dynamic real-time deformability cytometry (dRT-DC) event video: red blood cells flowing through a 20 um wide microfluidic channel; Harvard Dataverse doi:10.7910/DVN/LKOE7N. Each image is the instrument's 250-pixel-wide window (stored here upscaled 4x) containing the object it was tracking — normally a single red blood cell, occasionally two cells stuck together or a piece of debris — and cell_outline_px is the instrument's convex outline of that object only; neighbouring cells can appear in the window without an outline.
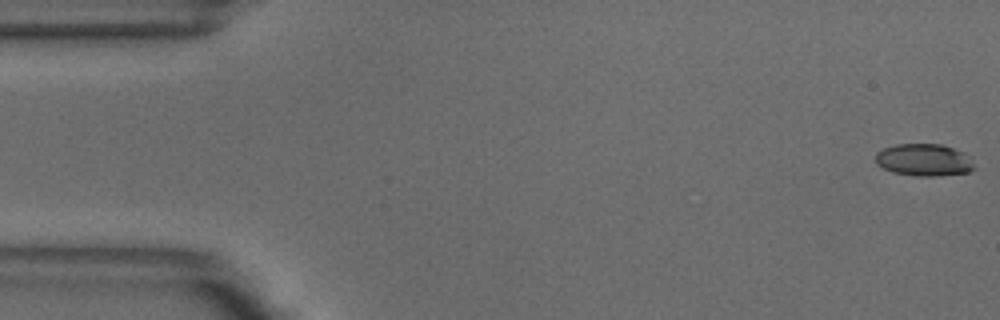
{"species": "common noctule bat (a hibernating species)", "species_latin": "Nyctalus noctula", "temperature_condition": "warm", "stored_images_in_passage": 52, "camera_frame_rate_fps": 3000, "um_per_image_px": 0.085, "animal": {"sex": "male", "body_mass_g": 18.8}, "frame": {"image": 1, "passage_image": 1, "time_ms": 0.0, "image_size_px": [1000, 320], "cell_outline_px": [[976, 168], [968, 172], [936, 176], [916, 176], [892, 172], [876, 164], [876, 152], [884, 148], [896, 144], [940, 144], [964, 152]], "centroid_in_image_um": [78.52, 13.6], "position_along_channel_um": 6.5, "area_um2": 18.44}}
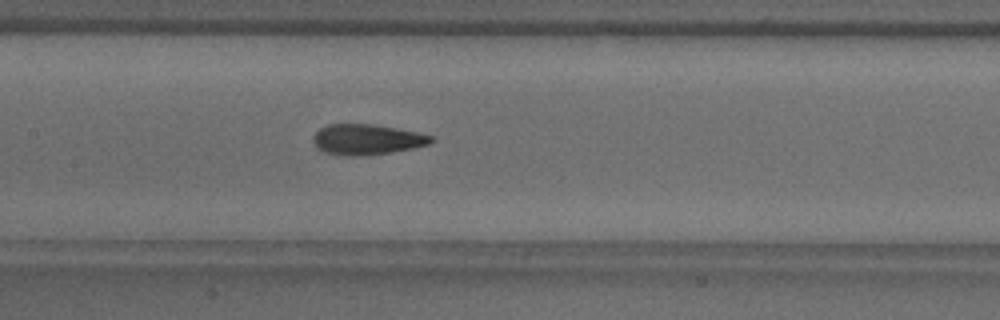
{"frame": {"image": 2, "passage_image": 24, "time_ms": 7.667, "image_size_px": [1000, 320], "cell_outline_px": [[432, 140], [428, 144], [412, 148], [364, 156], [344, 156], [324, 152], [316, 148], [312, 140], [312, 136], [320, 128], [328, 124], [372, 124], [420, 132], [432, 136]], "centroid_in_image_um": [31.12, 11.85], "position_along_channel_um": 176.3, "area_um2": 20.98}}
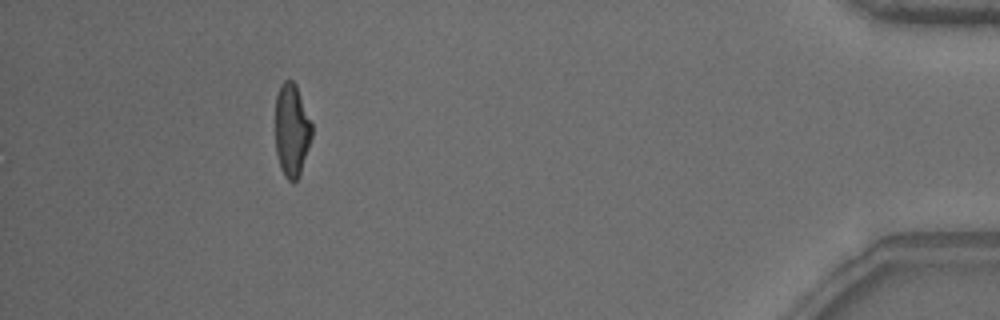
{"frame": {"image": 3, "passage_image": 47, "time_ms": 15.333, "image_size_px": [1000, 320], "cell_outline_px": [[312, 136], [300, 176], [292, 184], [284, 176], [280, 168], [276, 152], [276, 96], [280, 84], [284, 80], [292, 80], [296, 84], [312, 124]], "centroid_in_image_um": [24.8, 11.09], "position_along_channel_um": 410.4, "area_um2": 19.94}, "authors_computed_cell_mechanics": {"area_um2": 20.5768, "velocity_mm_per_s": 3.8891, "shape_relaxation_time_tau1_ms": 4.0756, "shape_relaxation_time_tau2_ms": 1.6789, "deformation_change_tau1": 0.2051, "deformation_change_tau2": 0.1036}}